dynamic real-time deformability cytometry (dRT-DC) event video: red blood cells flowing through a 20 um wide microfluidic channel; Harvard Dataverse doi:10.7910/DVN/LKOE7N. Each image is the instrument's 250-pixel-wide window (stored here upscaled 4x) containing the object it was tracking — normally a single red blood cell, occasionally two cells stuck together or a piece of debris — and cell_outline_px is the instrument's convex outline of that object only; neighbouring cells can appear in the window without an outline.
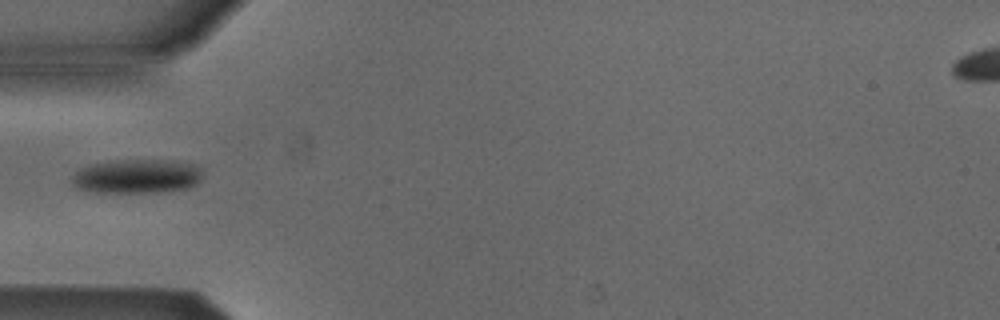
{"species": "Egyptian fruit bat (a non-hibernating species)", "species_latin": "Rousettus aegyptiacus", "temperature_condition": "cold", "stored_images_in_passage": 2, "camera_frame_rate_fps": 3000, "um_per_image_px": 0.085, "animal": {"sex": "male"}, "frame": {"image": 1, "passage_image": 1, "time_ms": 0.0, "image_size_px": [1000, 320], "cell_outline_px": [[204, 172], [200, 180], [196, 184], [188, 188], [160, 192], [96, 192], [76, 188], [72, 184], [72, 176], [80, 168], [96, 164], [120, 160], [172, 160], [196, 164]], "centroid_in_image_um": [11.69, 14.98], "position_along_channel_um": 73.3, "area_um2": 26.01}}
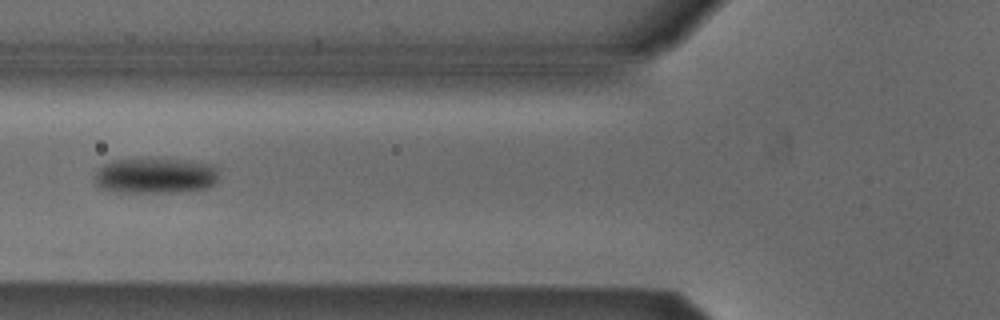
{"frame": {"image": 2, "passage_image": 2, "time_ms": 0.333, "image_size_px": [1000, 320], "cell_outline_px": [[216, 180], [208, 188], [176, 192], [120, 192], [100, 188], [96, 184], [92, 176], [104, 164], [116, 160], [152, 156], [192, 160], [212, 164], [216, 168]], "centroid_in_image_um": [13.18, 14.89], "position_along_channel_um": 112.6, "area_um2": 26.53}}